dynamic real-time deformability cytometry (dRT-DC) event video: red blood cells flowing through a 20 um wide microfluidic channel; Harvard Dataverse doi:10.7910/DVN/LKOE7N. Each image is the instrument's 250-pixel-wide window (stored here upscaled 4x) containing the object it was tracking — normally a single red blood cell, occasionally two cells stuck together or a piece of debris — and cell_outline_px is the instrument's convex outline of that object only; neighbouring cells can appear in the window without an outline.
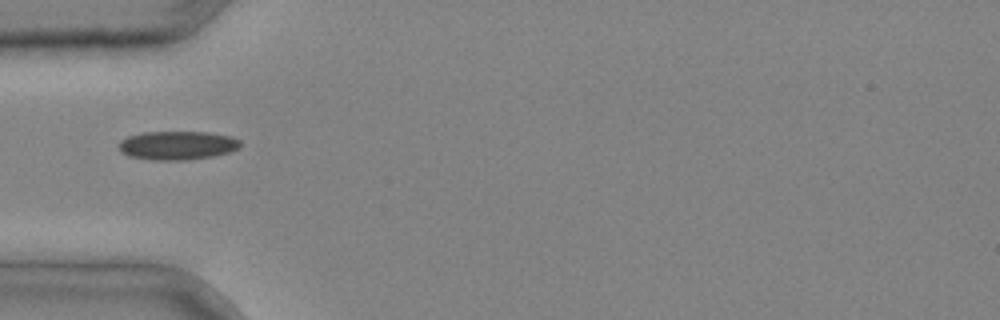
{"species": "common noctule bat (a hibernating species)", "species_latin": "Nyctalus noctula", "temperature_condition": "cold", "stored_images_in_passage": 1, "camera_frame_rate_fps": 3000, "um_per_image_px": 0.085, "animal": {"sex": "male", "body_mass_g": 20.4}, "frame": {"image": 1, "passage_image": 1, "time_ms": 0.0, "image_size_px": [1000, 320], "cell_outline_px": [[240, 148], [232, 152], [212, 156], [188, 160], [152, 160], [128, 156], [120, 152], [120, 140], [128, 136], [144, 132], [208, 132], [232, 136], [240, 140]], "centroid_in_image_um": [15.1, 12.36], "position_along_channel_um": 69.9, "area_um2": 20.52}}